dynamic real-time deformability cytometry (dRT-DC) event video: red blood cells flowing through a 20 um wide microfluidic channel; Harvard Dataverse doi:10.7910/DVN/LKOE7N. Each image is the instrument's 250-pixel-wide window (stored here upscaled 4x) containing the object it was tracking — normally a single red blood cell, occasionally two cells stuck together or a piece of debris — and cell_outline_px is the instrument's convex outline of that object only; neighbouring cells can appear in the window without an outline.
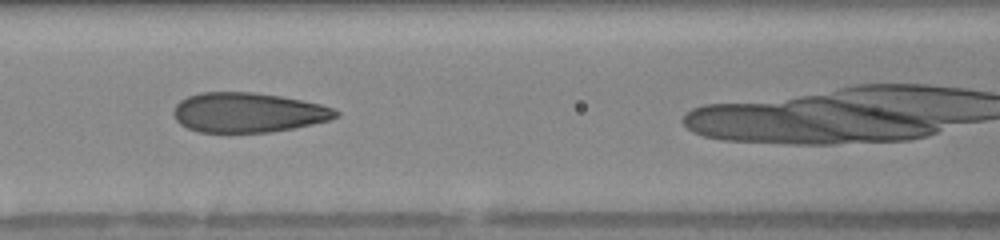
{"species": "human", "species_latin": "Homo sapiens", "temperature_condition": "warm", "stored_images_in_passage": 29, "camera_frame_rate_fps": 3000, "um_per_image_px": 0.085, "donor": {"sex": "female"}, "frame": {"image": 1, "passage_image": 9, "time_ms": 2.667, "image_size_px": [1000, 240], "cell_outline_px": [[340, 116], [328, 120], [312, 124], [292, 128], [268, 132], [200, 132], [188, 128], [180, 124], [176, 120], [172, 112], [176, 104], [180, 100], [188, 96], [200, 92], [252, 92], [280, 96], [320, 104], [332, 108], [340, 112]], "centroid_in_image_um": [21.05, 9.56], "position_along_channel_um": 145.5, "area_um2": 37.45}}